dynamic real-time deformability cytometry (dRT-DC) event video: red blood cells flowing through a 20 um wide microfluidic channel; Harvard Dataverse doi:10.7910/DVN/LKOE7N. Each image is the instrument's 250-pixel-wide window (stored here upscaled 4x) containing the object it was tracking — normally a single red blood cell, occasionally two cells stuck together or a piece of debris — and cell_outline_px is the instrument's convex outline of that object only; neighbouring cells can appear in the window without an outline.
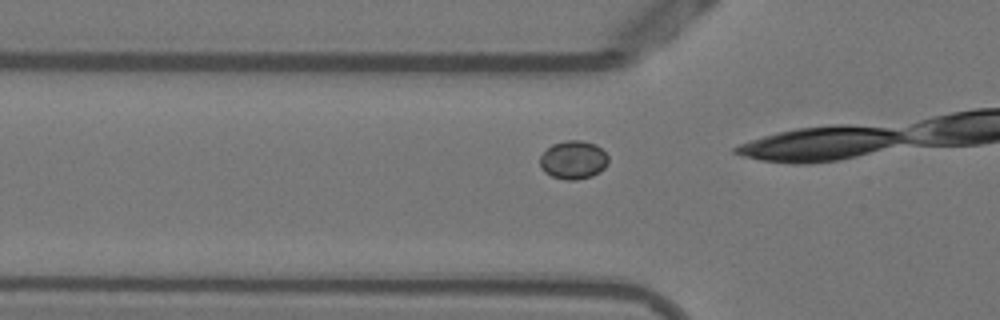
{"species": "Egyptian fruit bat (a non-hibernating species)", "species_latin": "Rousettus aegyptiacus", "temperature_condition": "warm", "stored_images_in_passage": 15, "camera_frame_rate_fps": 3000, "um_per_image_px": 0.085, "animal": {"sex": "female"}, "frame": {"image": 1, "passage_image": 13, "time_ms": 4.0, "image_size_px": [1000, 320], "cell_outline_px": [[608, 164], [600, 172], [592, 176], [576, 180], [568, 180], [552, 176], [544, 172], [540, 164], [540, 156], [552, 144], [568, 140], [580, 140], [596, 144], [608, 156]], "centroid_in_image_um": [48.75, 13.59], "position_along_channel_um": 77.1, "area_um2": 15.26}}